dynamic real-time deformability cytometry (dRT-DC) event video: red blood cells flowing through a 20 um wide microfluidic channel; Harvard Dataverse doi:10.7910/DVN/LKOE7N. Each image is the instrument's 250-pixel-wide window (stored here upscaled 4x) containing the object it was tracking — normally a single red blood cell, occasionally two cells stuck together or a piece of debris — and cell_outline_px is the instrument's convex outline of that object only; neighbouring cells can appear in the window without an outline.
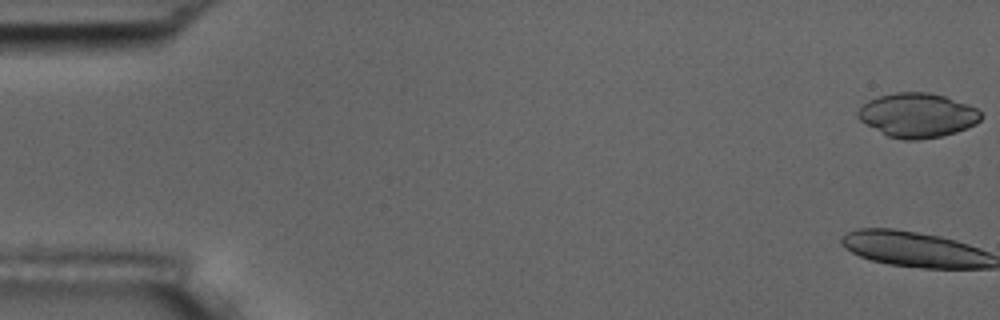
{"species": "common noctule bat (a hibernating species)", "species_latin": "Nyctalus noctula", "temperature_condition": "room temperature", "stored_images_in_passage": 17, "camera_frame_rate_fps": 3000, "um_per_image_px": 0.085, "animal": {"sex": "male", "body_mass_g": 17.5, "forearm_length_mm": 52.3}, "frame": {"image": 1, "passage_image": 1, "time_ms": 0.0, "image_size_px": [1000, 320], "cell_outline_px": [[984, 116], [976, 124], [968, 128], [956, 132], [940, 136], [920, 140], [904, 140], [888, 136], [860, 120], [856, 116], [856, 112], [868, 100], [880, 96], [896, 92], [928, 92], [944, 96], [976, 108]], "centroid_in_image_um": [77.99, 9.8], "position_along_channel_um": 7.0, "area_um2": 31.62}}